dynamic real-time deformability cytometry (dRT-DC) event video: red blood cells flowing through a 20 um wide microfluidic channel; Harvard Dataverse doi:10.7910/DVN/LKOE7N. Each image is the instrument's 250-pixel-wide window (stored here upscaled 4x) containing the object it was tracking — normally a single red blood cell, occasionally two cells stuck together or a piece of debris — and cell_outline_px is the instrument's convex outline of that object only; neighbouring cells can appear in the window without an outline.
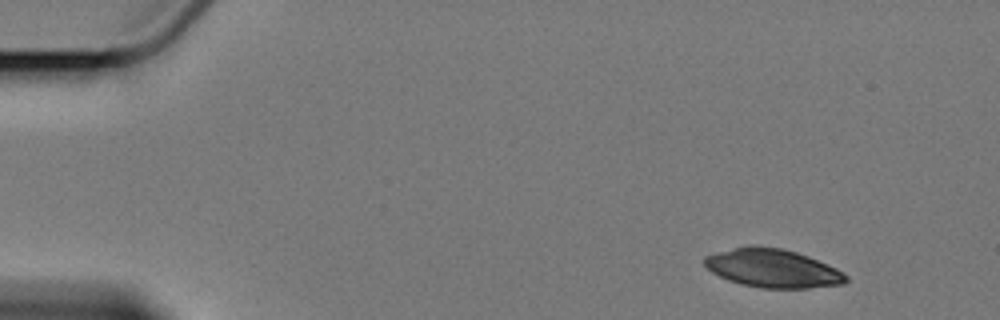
{"species": "Egyptian fruit bat (a non-hibernating species)", "species_latin": "Rousettus aegyptiacus", "temperature_condition": "cold", "stored_images_in_passage": 6, "segment_of_instrument_passage": [2, 2], "camera_frame_rate_fps": 3000, "um_per_image_px": 0.085, "animal": {"sex": "female"}, "frame": {"image": 1, "passage_image": 6, "time_ms": 6.333, "image_size_px": [1000, 320], "cell_outline_px": [[848, 280], [844, 284], [808, 288], [760, 288], [740, 284], [728, 280], [712, 272], [704, 264], [704, 256], [716, 252], [748, 244], [780, 248], [796, 252], [808, 256], [828, 264], [844, 272], [848, 276]], "centroid_in_image_um": [65.68, 22.8], "position_along_channel_um": 19.3, "area_um2": 31.96}}